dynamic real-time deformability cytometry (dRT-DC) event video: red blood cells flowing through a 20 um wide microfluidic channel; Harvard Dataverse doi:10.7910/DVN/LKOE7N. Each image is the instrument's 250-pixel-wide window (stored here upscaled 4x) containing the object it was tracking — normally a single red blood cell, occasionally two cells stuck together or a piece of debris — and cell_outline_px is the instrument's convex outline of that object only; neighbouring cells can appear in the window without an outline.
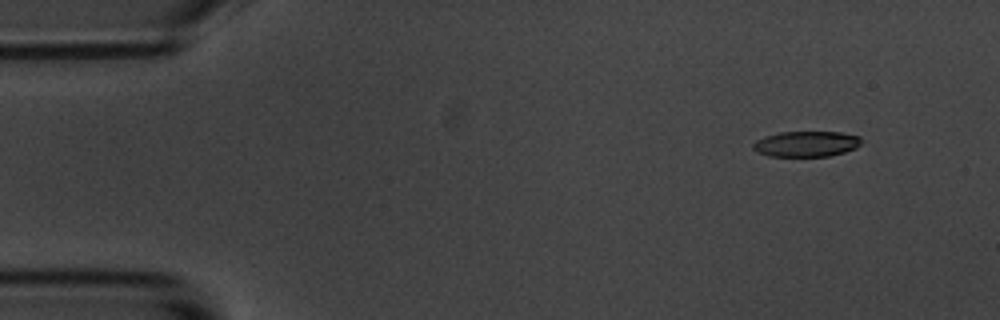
{"species": "common noctule bat (a hibernating species)", "species_latin": "Nyctalus noctula", "temperature_condition": "room temperature", "stored_images_in_passage": 5, "camera_frame_rate_fps": 3000, "um_per_image_px": 0.085, "animal": {"sex": "male", "body_mass_g": 20.1, "forearm_length_mm": 53.5}, "frame": {"image": 1, "passage_image": 1, "time_ms": 0.0, "image_size_px": [1000, 320], "cell_outline_px": [[860, 144], [856, 148], [844, 152], [828, 156], [768, 156], [756, 152], [752, 148], [752, 144], [756, 140], [764, 136], [780, 132], [840, 132], [860, 136]], "centroid_in_image_um": [68.5, 12.23], "position_along_channel_um": 16.5, "area_um2": 16.18}}